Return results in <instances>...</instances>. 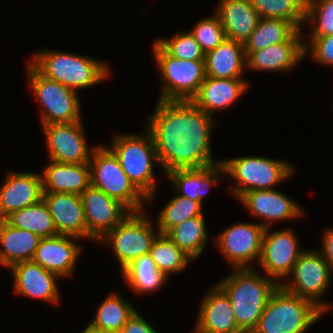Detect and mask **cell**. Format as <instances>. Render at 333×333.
Wrapping results in <instances>:
<instances>
[{"label": "cell", "instance_id": "1", "mask_svg": "<svg viewBox=\"0 0 333 333\" xmlns=\"http://www.w3.org/2000/svg\"><path fill=\"white\" fill-rule=\"evenodd\" d=\"M147 120L159 166L167 173L173 169L204 168L215 161L211 152L214 116L192 101L159 100Z\"/></svg>", "mask_w": 333, "mask_h": 333}, {"label": "cell", "instance_id": "2", "mask_svg": "<svg viewBox=\"0 0 333 333\" xmlns=\"http://www.w3.org/2000/svg\"><path fill=\"white\" fill-rule=\"evenodd\" d=\"M217 285L230 299L238 327L244 333H252L269 298L280 284L250 267L235 268Z\"/></svg>", "mask_w": 333, "mask_h": 333}, {"label": "cell", "instance_id": "3", "mask_svg": "<svg viewBox=\"0 0 333 333\" xmlns=\"http://www.w3.org/2000/svg\"><path fill=\"white\" fill-rule=\"evenodd\" d=\"M29 63L46 78L75 91L92 87L110 74L107 62L57 50L36 52Z\"/></svg>", "mask_w": 333, "mask_h": 333}, {"label": "cell", "instance_id": "4", "mask_svg": "<svg viewBox=\"0 0 333 333\" xmlns=\"http://www.w3.org/2000/svg\"><path fill=\"white\" fill-rule=\"evenodd\" d=\"M325 313L280 285L269 298L252 333H305Z\"/></svg>", "mask_w": 333, "mask_h": 333}, {"label": "cell", "instance_id": "5", "mask_svg": "<svg viewBox=\"0 0 333 333\" xmlns=\"http://www.w3.org/2000/svg\"><path fill=\"white\" fill-rule=\"evenodd\" d=\"M145 134H116L108 149L118 159L121 168L132 183L148 198L154 199L157 189L154 162L159 164L157 151L150 131Z\"/></svg>", "mask_w": 333, "mask_h": 333}, {"label": "cell", "instance_id": "6", "mask_svg": "<svg viewBox=\"0 0 333 333\" xmlns=\"http://www.w3.org/2000/svg\"><path fill=\"white\" fill-rule=\"evenodd\" d=\"M221 163L225 177H230L236 182L231 192L237 200L244 193L252 190L273 189V186L292 177L296 170L285 160L262 156H241L222 160Z\"/></svg>", "mask_w": 333, "mask_h": 333}, {"label": "cell", "instance_id": "7", "mask_svg": "<svg viewBox=\"0 0 333 333\" xmlns=\"http://www.w3.org/2000/svg\"><path fill=\"white\" fill-rule=\"evenodd\" d=\"M152 50L161 75L159 100L191 101L205 80V60H183L170 55L156 40Z\"/></svg>", "mask_w": 333, "mask_h": 333}, {"label": "cell", "instance_id": "8", "mask_svg": "<svg viewBox=\"0 0 333 333\" xmlns=\"http://www.w3.org/2000/svg\"><path fill=\"white\" fill-rule=\"evenodd\" d=\"M89 165L92 186L118 200L131 212L144 211L148 198L128 178L108 147L98 145Z\"/></svg>", "mask_w": 333, "mask_h": 333}, {"label": "cell", "instance_id": "9", "mask_svg": "<svg viewBox=\"0 0 333 333\" xmlns=\"http://www.w3.org/2000/svg\"><path fill=\"white\" fill-rule=\"evenodd\" d=\"M332 274L333 269L320 250L304 249L288 275L291 279L284 280L280 286L289 293L311 301L325 313L333 308V303L320 299L331 284Z\"/></svg>", "mask_w": 333, "mask_h": 333}, {"label": "cell", "instance_id": "10", "mask_svg": "<svg viewBox=\"0 0 333 333\" xmlns=\"http://www.w3.org/2000/svg\"><path fill=\"white\" fill-rule=\"evenodd\" d=\"M26 66L31 91L40 101V105H43L40 111L41 125L82 120L78 91L46 78L30 63Z\"/></svg>", "mask_w": 333, "mask_h": 333}, {"label": "cell", "instance_id": "11", "mask_svg": "<svg viewBox=\"0 0 333 333\" xmlns=\"http://www.w3.org/2000/svg\"><path fill=\"white\" fill-rule=\"evenodd\" d=\"M143 212L145 213V211L130 212L120 224L99 240L102 245L109 242L108 245L113 249L120 270L134 259L148 254L152 242L159 233Z\"/></svg>", "mask_w": 333, "mask_h": 333}, {"label": "cell", "instance_id": "12", "mask_svg": "<svg viewBox=\"0 0 333 333\" xmlns=\"http://www.w3.org/2000/svg\"><path fill=\"white\" fill-rule=\"evenodd\" d=\"M266 228L263 236L259 266L266 275L277 283L288 278L293 266L304 251L298 244L296 234L292 229L271 231ZM278 279H281L279 281Z\"/></svg>", "mask_w": 333, "mask_h": 333}, {"label": "cell", "instance_id": "13", "mask_svg": "<svg viewBox=\"0 0 333 333\" xmlns=\"http://www.w3.org/2000/svg\"><path fill=\"white\" fill-rule=\"evenodd\" d=\"M81 121L42 125L49 159L58 163H89L94 149H88Z\"/></svg>", "mask_w": 333, "mask_h": 333}, {"label": "cell", "instance_id": "14", "mask_svg": "<svg viewBox=\"0 0 333 333\" xmlns=\"http://www.w3.org/2000/svg\"><path fill=\"white\" fill-rule=\"evenodd\" d=\"M265 230L260 223H238L220 233L215 245L234 269L250 268L259 261Z\"/></svg>", "mask_w": 333, "mask_h": 333}, {"label": "cell", "instance_id": "15", "mask_svg": "<svg viewBox=\"0 0 333 333\" xmlns=\"http://www.w3.org/2000/svg\"><path fill=\"white\" fill-rule=\"evenodd\" d=\"M88 233L99 241L107 232L120 224L130 210L118 200L90 185L80 194Z\"/></svg>", "mask_w": 333, "mask_h": 333}, {"label": "cell", "instance_id": "16", "mask_svg": "<svg viewBox=\"0 0 333 333\" xmlns=\"http://www.w3.org/2000/svg\"><path fill=\"white\" fill-rule=\"evenodd\" d=\"M42 199L41 173L11 171L0 188V220Z\"/></svg>", "mask_w": 333, "mask_h": 333}, {"label": "cell", "instance_id": "17", "mask_svg": "<svg viewBox=\"0 0 333 333\" xmlns=\"http://www.w3.org/2000/svg\"><path fill=\"white\" fill-rule=\"evenodd\" d=\"M14 279V292L29 298H37L58 304L60 293L56 280L59 275L43 269L33 260L19 262L11 266Z\"/></svg>", "mask_w": 333, "mask_h": 333}, {"label": "cell", "instance_id": "18", "mask_svg": "<svg viewBox=\"0 0 333 333\" xmlns=\"http://www.w3.org/2000/svg\"><path fill=\"white\" fill-rule=\"evenodd\" d=\"M238 200L251 214L265 219V222H260L265 228H271L274 220H292L304 215L295 201L275 189L252 190L244 193Z\"/></svg>", "mask_w": 333, "mask_h": 333}, {"label": "cell", "instance_id": "19", "mask_svg": "<svg viewBox=\"0 0 333 333\" xmlns=\"http://www.w3.org/2000/svg\"><path fill=\"white\" fill-rule=\"evenodd\" d=\"M43 201L48 207L58 234L95 240L88 233L80 195L43 193Z\"/></svg>", "mask_w": 333, "mask_h": 333}, {"label": "cell", "instance_id": "20", "mask_svg": "<svg viewBox=\"0 0 333 333\" xmlns=\"http://www.w3.org/2000/svg\"><path fill=\"white\" fill-rule=\"evenodd\" d=\"M76 238L61 234L41 238L32 260L61 278L70 276L82 251V247L74 242Z\"/></svg>", "mask_w": 333, "mask_h": 333}, {"label": "cell", "instance_id": "21", "mask_svg": "<svg viewBox=\"0 0 333 333\" xmlns=\"http://www.w3.org/2000/svg\"><path fill=\"white\" fill-rule=\"evenodd\" d=\"M302 31L297 30L287 41L252 52L247 58V69L255 71L287 72L295 68L303 57Z\"/></svg>", "mask_w": 333, "mask_h": 333}, {"label": "cell", "instance_id": "22", "mask_svg": "<svg viewBox=\"0 0 333 333\" xmlns=\"http://www.w3.org/2000/svg\"><path fill=\"white\" fill-rule=\"evenodd\" d=\"M199 309L195 333H244L235 320L230 299L218 285L203 297Z\"/></svg>", "mask_w": 333, "mask_h": 333}, {"label": "cell", "instance_id": "23", "mask_svg": "<svg viewBox=\"0 0 333 333\" xmlns=\"http://www.w3.org/2000/svg\"><path fill=\"white\" fill-rule=\"evenodd\" d=\"M243 78L205 77L199 92L191 100L197 107L213 116L221 109L231 107L249 86Z\"/></svg>", "mask_w": 333, "mask_h": 333}, {"label": "cell", "instance_id": "24", "mask_svg": "<svg viewBox=\"0 0 333 333\" xmlns=\"http://www.w3.org/2000/svg\"><path fill=\"white\" fill-rule=\"evenodd\" d=\"M165 174L174 185L177 195L197 201L203 206L208 189L223 179L225 171L220 162L204 168L173 169Z\"/></svg>", "mask_w": 333, "mask_h": 333}, {"label": "cell", "instance_id": "25", "mask_svg": "<svg viewBox=\"0 0 333 333\" xmlns=\"http://www.w3.org/2000/svg\"><path fill=\"white\" fill-rule=\"evenodd\" d=\"M50 161L41 172L43 193L80 195L91 185L89 163L67 164Z\"/></svg>", "mask_w": 333, "mask_h": 333}, {"label": "cell", "instance_id": "26", "mask_svg": "<svg viewBox=\"0 0 333 333\" xmlns=\"http://www.w3.org/2000/svg\"><path fill=\"white\" fill-rule=\"evenodd\" d=\"M215 14L221 21L226 38L242 44L253 33L260 19L250 0H220Z\"/></svg>", "mask_w": 333, "mask_h": 333}, {"label": "cell", "instance_id": "27", "mask_svg": "<svg viewBox=\"0 0 333 333\" xmlns=\"http://www.w3.org/2000/svg\"><path fill=\"white\" fill-rule=\"evenodd\" d=\"M40 237L0 220V265L10 268L16 263L32 260Z\"/></svg>", "mask_w": 333, "mask_h": 333}, {"label": "cell", "instance_id": "28", "mask_svg": "<svg viewBox=\"0 0 333 333\" xmlns=\"http://www.w3.org/2000/svg\"><path fill=\"white\" fill-rule=\"evenodd\" d=\"M246 61L243 44L225 38L214 50L205 54V74L213 78H241L247 68Z\"/></svg>", "mask_w": 333, "mask_h": 333}, {"label": "cell", "instance_id": "29", "mask_svg": "<svg viewBox=\"0 0 333 333\" xmlns=\"http://www.w3.org/2000/svg\"><path fill=\"white\" fill-rule=\"evenodd\" d=\"M118 293L108 295L97 308L92 321L86 326L95 333H119L137 311Z\"/></svg>", "mask_w": 333, "mask_h": 333}, {"label": "cell", "instance_id": "30", "mask_svg": "<svg viewBox=\"0 0 333 333\" xmlns=\"http://www.w3.org/2000/svg\"><path fill=\"white\" fill-rule=\"evenodd\" d=\"M121 271L130 288L140 294L155 292L168 280V277L157 269L149 253L134 259Z\"/></svg>", "mask_w": 333, "mask_h": 333}, {"label": "cell", "instance_id": "31", "mask_svg": "<svg viewBox=\"0 0 333 333\" xmlns=\"http://www.w3.org/2000/svg\"><path fill=\"white\" fill-rule=\"evenodd\" d=\"M297 30L288 20L260 18L255 30L243 44L246 58L254 51L287 41Z\"/></svg>", "mask_w": 333, "mask_h": 333}, {"label": "cell", "instance_id": "32", "mask_svg": "<svg viewBox=\"0 0 333 333\" xmlns=\"http://www.w3.org/2000/svg\"><path fill=\"white\" fill-rule=\"evenodd\" d=\"M205 214L185 220L171 228L166 235L192 260L203 253L208 235Z\"/></svg>", "mask_w": 333, "mask_h": 333}, {"label": "cell", "instance_id": "33", "mask_svg": "<svg viewBox=\"0 0 333 333\" xmlns=\"http://www.w3.org/2000/svg\"><path fill=\"white\" fill-rule=\"evenodd\" d=\"M5 220L16 228L35 233L40 238L52 237L58 234L53 218L43 199L34 205L12 213Z\"/></svg>", "mask_w": 333, "mask_h": 333}, {"label": "cell", "instance_id": "34", "mask_svg": "<svg viewBox=\"0 0 333 333\" xmlns=\"http://www.w3.org/2000/svg\"><path fill=\"white\" fill-rule=\"evenodd\" d=\"M149 255L157 269L166 277H169L170 273L185 270L188 262L192 260L166 234L162 233H158L152 242Z\"/></svg>", "mask_w": 333, "mask_h": 333}, {"label": "cell", "instance_id": "35", "mask_svg": "<svg viewBox=\"0 0 333 333\" xmlns=\"http://www.w3.org/2000/svg\"><path fill=\"white\" fill-rule=\"evenodd\" d=\"M259 18L290 21L298 30L305 23L306 0H250Z\"/></svg>", "mask_w": 333, "mask_h": 333}, {"label": "cell", "instance_id": "36", "mask_svg": "<svg viewBox=\"0 0 333 333\" xmlns=\"http://www.w3.org/2000/svg\"><path fill=\"white\" fill-rule=\"evenodd\" d=\"M203 206L189 198L176 195L160 211L157 229L159 233L166 234L171 228L180 225L187 219L201 216Z\"/></svg>", "mask_w": 333, "mask_h": 333}, {"label": "cell", "instance_id": "37", "mask_svg": "<svg viewBox=\"0 0 333 333\" xmlns=\"http://www.w3.org/2000/svg\"><path fill=\"white\" fill-rule=\"evenodd\" d=\"M306 21L312 26L308 37L333 35V0H306Z\"/></svg>", "mask_w": 333, "mask_h": 333}, {"label": "cell", "instance_id": "38", "mask_svg": "<svg viewBox=\"0 0 333 333\" xmlns=\"http://www.w3.org/2000/svg\"><path fill=\"white\" fill-rule=\"evenodd\" d=\"M170 55L183 60H205V53L190 31L176 33L170 39H155Z\"/></svg>", "mask_w": 333, "mask_h": 333}, {"label": "cell", "instance_id": "39", "mask_svg": "<svg viewBox=\"0 0 333 333\" xmlns=\"http://www.w3.org/2000/svg\"><path fill=\"white\" fill-rule=\"evenodd\" d=\"M190 32L205 54L214 50L226 38L221 21L215 13L199 20Z\"/></svg>", "mask_w": 333, "mask_h": 333}, {"label": "cell", "instance_id": "40", "mask_svg": "<svg viewBox=\"0 0 333 333\" xmlns=\"http://www.w3.org/2000/svg\"><path fill=\"white\" fill-rule=\"evenodd\" d=\"M310 38L311 44L304 42L305 55L309 54L317 63L333 67V35Z\"/></svg>", "mask_w": 333, "mask_h": 333}, {"label": "cell", "instance_id": "41", "mask_svg": "<svg viewBox=\"0 0 333 333\" xmlns=\"http://www.w3.org/2000/svg\"><path fill=\"white\" fill-rule=\"evenodd\" d=\"M119 333H158V331L136 311Z\"/></svg>", "mask_w": 333, "mask_h": 333}, {"label": "cell", "instance_id": "42", "mask_svg": "<svg viewBox=\"0 0 333 333\" xmlns=\"http://www.w3.org/2000/svg\"><path fill=\"white\" fill-rule=\"evenodd\" d=\"M322 239L323 244L320 251L333 269V228H327L323 233Z\"/></svg>", "mask_w": 333, "mask_h": 333}, {"label": "cell", "instance_id": "43", "mask_svg": "<svg viewBox=\"0 0 333 333\" xmlns=\"http://www.w3.org/2000/svg\"><path fill=\"white\" fill-rule=\"evenodd\" d=\"M85 333H95L85 327Z\"/></svg>", "mask_w": 333, "mask_h": 333}]
</instances>
